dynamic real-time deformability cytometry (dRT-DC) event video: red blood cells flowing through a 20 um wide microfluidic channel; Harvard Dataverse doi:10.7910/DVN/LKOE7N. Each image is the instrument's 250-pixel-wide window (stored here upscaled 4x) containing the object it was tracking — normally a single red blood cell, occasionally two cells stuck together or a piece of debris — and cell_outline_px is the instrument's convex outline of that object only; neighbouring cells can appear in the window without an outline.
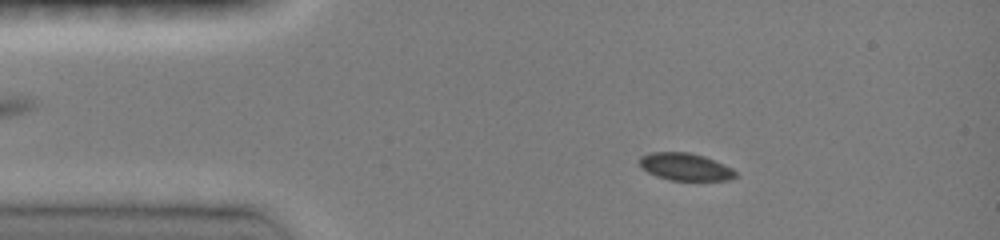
{"species": "common noctule bat (a hibernating species)", "species_latin": "Nyctalus noctula", "temperature_condition": "room temperature", "stored_images_in_passage": 65, "camera_frame_rate_fps": 3000, "um_per_image_px": 0.085, "animal": {"sex": "female", "body_mass_g": 19.0, "forearm_length_mm": 51.5}, "frame": {"image": 1, "passage_image": 12, "time_ms": 2.333, "image_size_px": [1000, 240], "cell_outline_px": [[736, 176], [728, 180], [668, 180], [656, 176], [640, 168], [640, 156], [648, 152], [688, 152], [704, 156], [724, 164], [732, 168], [736, 172]], "centroid_in_image_um": [58.22, 14.17], "position_along_channel_um": 26.8, "area_um2": 15.37}}
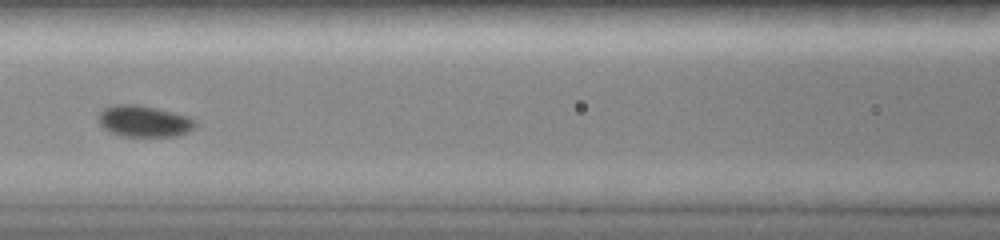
{"frame": {"image": 2, "passage_image": 29, "time_ms": 6.667, "image_size_px": [1000, 240], "cell_outline_px": [[196, 124], [188, 132], [176, 136], [124, 136], [112, 132], [104, 128], [100, 124], [96, 116], [104, 108], [112, 104], [140, 104], [188, 116], [196, 120]], "centroid_in_image_um": [12.22, 10.28], "position_along_channel_um": 154.4, "area_um2": 17.74}}
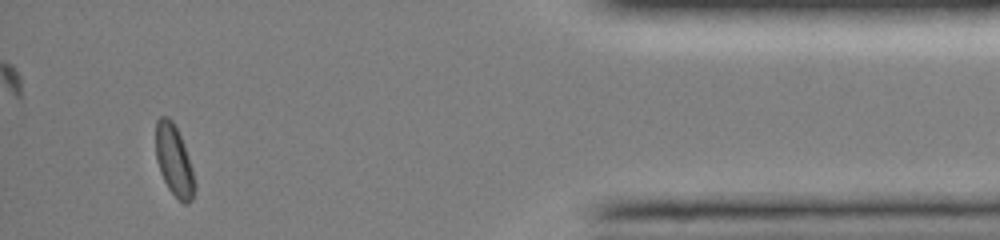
{"frame": {"image": 3, "passage_image": 59, "time_ms": 14.333, "image_size_px": [1000, 240], "cell_outline_px": [[196, 188], [192, 200], [188, 204], [184, 204], [168, 188], [160, 172], [156, 160], [156, 120], [160, 116], [168, 116], [172, 120], [184, 144], [192, 168], [196, 184]], "centroid_in_image_um": [14.8, 13.66], "position_along_channel_um": 420.4, "area_um2": 16.13}, "authors_computed_cell_mechanics": {"area_um2": 16.0684, "velocity_mm_per_s": 4.0538, "shape_relaxation_time_tau1_ms": 2.4228, "shape_relaxation_time_tau2_ms": null, "deformation_change_tau1": 0.0483, "deformation_change_tau2": null}}